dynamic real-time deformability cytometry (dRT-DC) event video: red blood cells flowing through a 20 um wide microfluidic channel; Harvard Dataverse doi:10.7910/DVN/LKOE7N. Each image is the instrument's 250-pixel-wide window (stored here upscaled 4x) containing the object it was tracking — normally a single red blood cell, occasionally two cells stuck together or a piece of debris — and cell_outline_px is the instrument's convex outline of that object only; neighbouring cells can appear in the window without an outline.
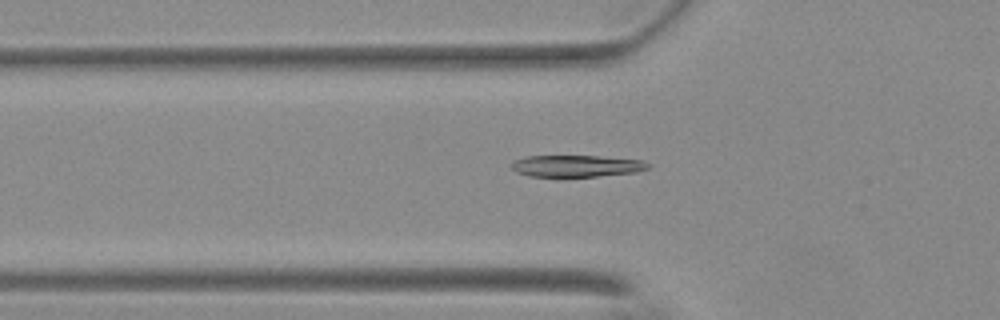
{"species": "Egyptian fruit bat (a non-hibernating species)", "species_latin": "Rousettus aegyptiacus", "temperature_condition": "warm", "stored_images_in_passage": 55, "camera_frame_rate_fps": 3000, "um_per_image_px": 0.085, "animal": {"sex": "female"}, "frame": {"image": 1, "passage_image": 19, "time_ms": 6.0, "image_size_px": [1000, 320], "cell_outline_px": [[648, 168], [636, 172], [560, 180], [528, 176], [516, 172], [508, 164], [524, 156], [600, 156], [644, 160], [648, 164]], "centroid_in_image_um": [48.9, 14.15], "position_along_channel_um": 76.9, "area_um2": 18.26}}
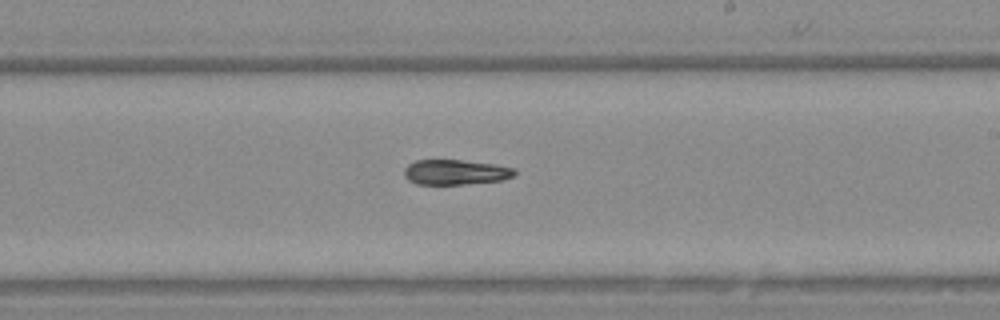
{"frame": {"image": 2, "passage_image": 33, "time_ms": 10.667, "image_size_px": [1000, 320], "cell_outline_px": [[516, 176], [500, 180], [464, 184], [416, 184], [408, 180], [404, 176], [404, 168], [408, 164], [416, 160], [460, 160], [496, 164], [516, 168]], "centroid_in_image_um": [38.73, 14.63], "position_along_channel_um": 250.3, "area_um2": 16.24}}
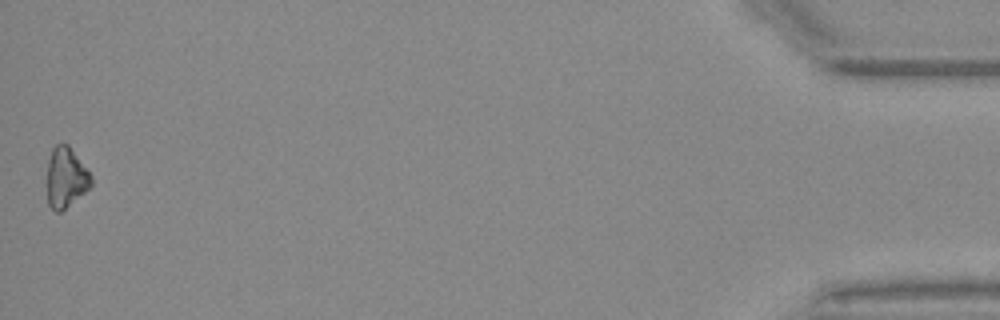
{"frame": {"image": 3, "passage_image": 55, "time_ms": 18.0, "image_size_px": [1000, 320], "cell_outline_px": [[92, 184], [84, 192], [60, 212], [56, 212], [48, 204], [48, 160], [52, 148], [60, 140], [68, 144], [92, 176]], "centroid_in_image_um": [5.59, 15.04], "position_along_channel_um": 429.6, "area_um2": 15.32}, "authors_computed_cell_mechanics": {"area_um2": 17.3978, "velocity_mm_per_s": 3.7153, "shape_relaxation_time_tau1_ms": 3.9442, "shape_relaxation_time_tau2_ms": null, "deformation_change_tau1": 0.1433, "deformation_change_tau2": null}}